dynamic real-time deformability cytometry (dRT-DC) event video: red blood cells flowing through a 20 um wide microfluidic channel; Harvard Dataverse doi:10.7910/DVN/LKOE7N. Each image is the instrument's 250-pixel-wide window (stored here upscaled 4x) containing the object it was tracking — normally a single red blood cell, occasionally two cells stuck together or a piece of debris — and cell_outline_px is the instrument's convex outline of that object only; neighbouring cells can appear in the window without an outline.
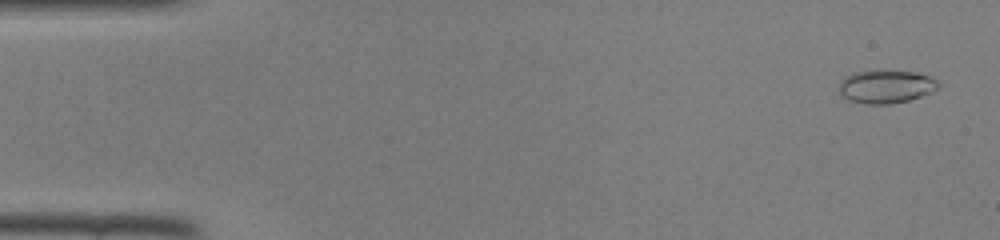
{"species": "common noctule bat (a hibernating species)", "species_latin": "Nyctalus noctula", "temperature_condition": "room temperature", "stored_images_in_passage": 46, "camera_frame_rate_fps": 3000, "um_per_image_px": 0.085, "animal": {"sex": "female", "body_mass_g": 22.0, "forearm_length_mm": 56.7}, "frame": {"image": 1, "passage_image": 2, "time_ms": 0.333, "image_size_px": [1000, 240], "cell_outline_px": [[940, 84], [932, 92], [908, 100], [888, 104], [864, 104], [848, 100], [840, 96], [840, 80], [856, 72], [876, 68], [888, 68], [916, 72], [928, 76], [936, 80]], "centroid_in_image_um": [75.28, 7.32], "position_along_channel_um": 9.7, "area_um2": 19.71}}
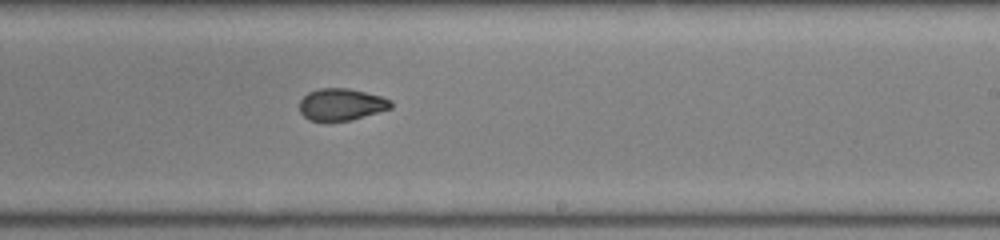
{"frame": {"image": 2, "passage_image": 28, "time_ms": 9.0, "image_size_px": [1000, 240], "cell_outline_px": [[392, 108], [352, 120], [324, 124], [308, 120], [300, 112], [300, 100], [308, 92], [320, 88], [348, 88], [380, 96], [392, 100]], "centroid_in_image_um": [28.98, 8.92], "position_along_channel_um": 260.0, "area_um2": 17.51}}
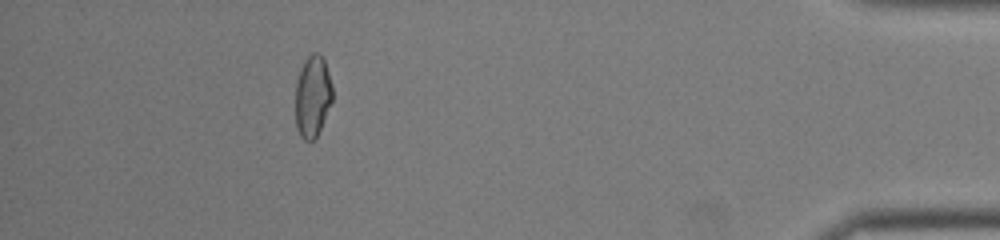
{"frame": {"image": 3, "passage_image": 42, "time_ms": 13.667, "image_size_px": [1000, 240], "cell_outline_px": [[332, 100], [320, 128], [316, 136], [312, 140], [304, 140], [300, 136], [296, 128], [296, 80], [300, 68], [304, 60], [312, 52], [316, 52], [324, 60], [332, 84]], "centroid_in_image_um": [26.55, 8.16], "position_along_channel_um": 408.6, "area_um2": 17.46}}